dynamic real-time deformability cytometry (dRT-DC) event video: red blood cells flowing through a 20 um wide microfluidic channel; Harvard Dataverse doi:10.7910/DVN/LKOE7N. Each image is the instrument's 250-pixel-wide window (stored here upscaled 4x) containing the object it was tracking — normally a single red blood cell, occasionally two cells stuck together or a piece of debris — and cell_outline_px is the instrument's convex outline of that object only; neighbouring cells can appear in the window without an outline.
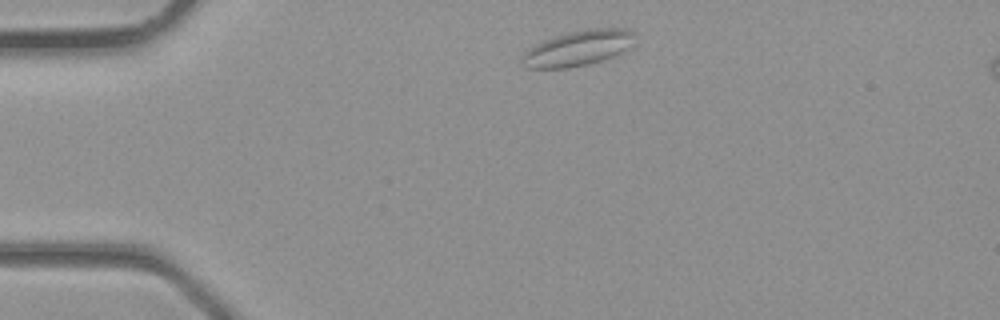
{"species": "common noctule bat (a hibernating species)", "species_latin": "Nyctalus noctula", "temperature_condition": "room temperature", "stored_images_in_passage": 3, "camera_frame_rate_fps": 3000, "um_per_image_px": 0.085, "animal": {"sex": "male", "body_mass_g": 23.1, "forearm_length_mm": 52.7}, "frame": {"image": 1, "passage_image": 1, "time_ms": 0.0, "image_size_px": [1000, 320], "cell_outline_px": [[636, 32], [628, 48], [612, 56], [588, 64], [568, 68], [524, 68], [520, 56], [528, 48], [544, 40], [568, 32], [592, 28], [628, 28]], "centroid_in_image_um": [49.09, 4.09], "position_along_channel_um": 35.9, "area_um2": 23.12}}